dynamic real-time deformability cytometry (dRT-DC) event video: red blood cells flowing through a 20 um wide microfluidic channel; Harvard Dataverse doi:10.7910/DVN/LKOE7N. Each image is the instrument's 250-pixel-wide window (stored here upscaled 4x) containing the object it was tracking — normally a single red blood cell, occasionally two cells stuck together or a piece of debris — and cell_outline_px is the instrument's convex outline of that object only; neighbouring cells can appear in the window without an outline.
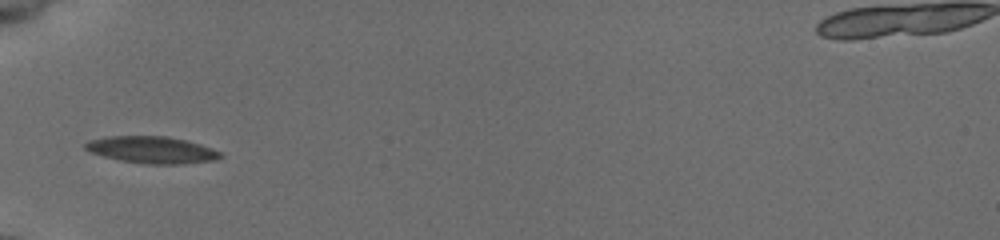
{"species": "common noctule bat (a hibernating species)", "species_latin": "Nyctalus noctula", "temperature_condition": "cold", "stored_images_in_passage": 34, "camera_frame_rate_fps": 3000, "um_per_image_px": 0.085, "animal": {"sex": "female", "body_mass_g": 19.5, "forearm_length_mm": 54.1}, "frame": {"image": 1, "passage_image": 1, "time_ms": 0.0, "image_size_px": [1000, 240], "cell_outline_px": [[224, 156], [216, 160], [180, 164], [144, 164], [120, 160], [104, 156], [92, 152], [84, 148], [84, 144], [88, 140], [108, 136], [168, 136], [200, 144], [224, 152]], "centroid_in_image_um": [12.95, 12.74], "position_along_channel_um": 72.0, "area_um2": 21.27}}
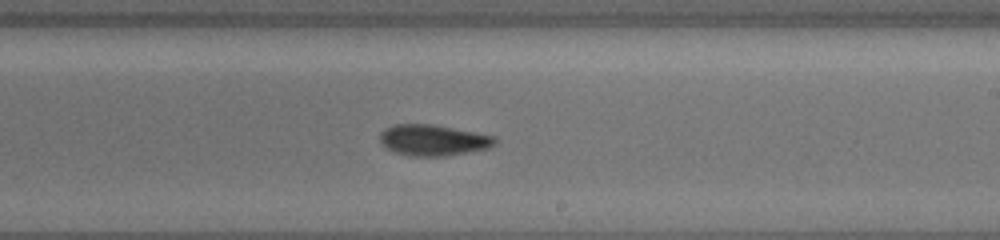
{"frame": {"image": 2, "passage_image": 15, "time_ms": 4.667, "image_size_px": [1000, 240], "cell_outline_px": [[496, 144], [488, 148], [472, 152], [444, 156], [408, 156], [392, 152], [380, 140], [380, 132], [396, 124], [432, 124], [476, 132], [496, 136]], "centroid_in_image_um": [36.86, 11.92], "position_along_channel_um": 252.1, "area_um2": 20.87}}
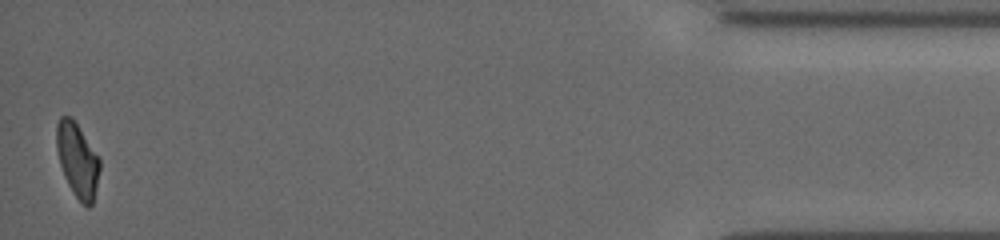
{"frame": {"image": 3, "passage_image": 34, "time_ms": 11.0, "image_size_px": [1000, 240], "cell_outline_px": [[100, 168], [92, 204], [88, 208], [72, 192], [64, 176], [60, 164], [56, 148], [56, 124], [60, 116], [72, 116], [100, 160]], "centroid_in_image_um": [6.56, 13.57], "position_along_channel_um": 428.6, "area_um2": 18.44}, "authors_computed_cell_mechanics": {"area_um2": 20.3167, "velocity_mm_per_s": 3.9182, "shape_relaxation_time_tau1_ms": 4.0614, "shape_relaxation_time_tau2_ms": 4.9043, "deformation_change_tau1": 0.1221, "deformation_change_tau2": 0.0964}}